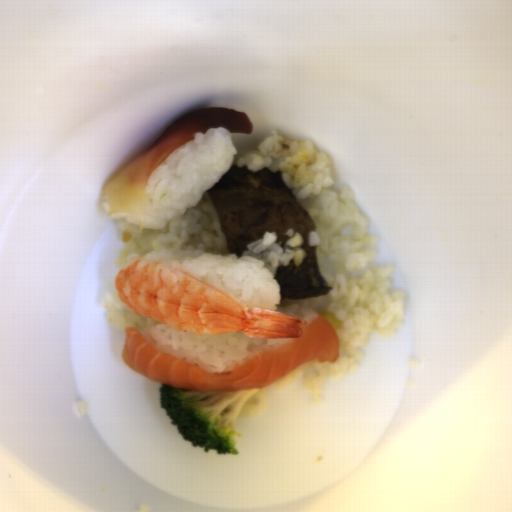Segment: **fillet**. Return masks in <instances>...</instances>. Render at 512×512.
Segmentation results:
<instances>
[{"label": "fillet", "mask_w": 512, "mask_h": 512, "mask_svg": "<svg viewBox=\"0 0 512 512\" xmlns=\"http://www.w3.org/2000/svg\"><path fill=\"white\" fill-rule=\"evenodd\" d=\"M221 127L230 134H250L253 129L247 112L207 107L177 117L146 149L123 167L103 188L101 203L109 214L143 215L151 209L147 182L157 168L194 134Z\"/></svg>", "instance_id": "fillet-2"}, {"label": "fillet", "mask_w": 512, "mask_h": 512, "mask_svg": "<svg viewBox=\"0 0 512 512\" xmlns=\"http://www.w3.org/2000/svg\"><path fill=\"white\" fill-rule=\"evenodd\" d=\"M301 337L258 353L230 372L210 373L196 364L164 353L136 327H126L121 356L136 373L164 385L198 392L260 389L317 360L337 362L341 340L326 316L315 315Z\"/></svg>", "instance_id": "fillet-1"}]
</instances>
